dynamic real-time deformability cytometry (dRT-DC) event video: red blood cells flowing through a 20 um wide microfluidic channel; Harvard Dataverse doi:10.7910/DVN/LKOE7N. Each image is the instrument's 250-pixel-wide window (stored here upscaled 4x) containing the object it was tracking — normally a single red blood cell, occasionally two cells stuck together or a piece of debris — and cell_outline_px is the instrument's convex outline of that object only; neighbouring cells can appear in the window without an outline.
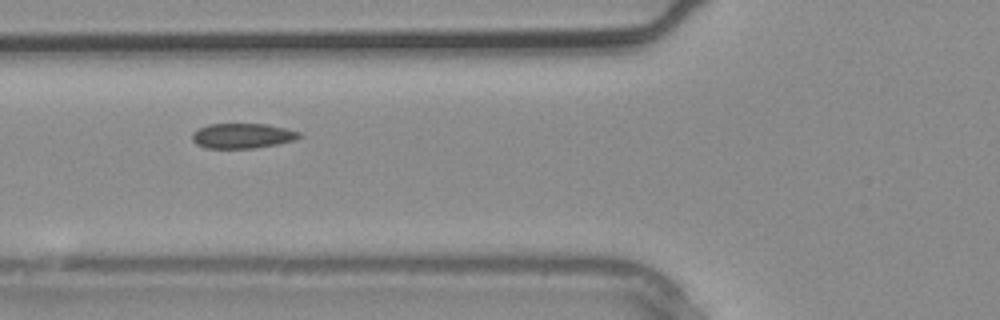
{"species": "common noctule bat (a hibernating species)", "species_latin": "Nyctalus noctula", "temperature_condition": "warm", "stored_images_in_passage": 5, "camera_frame_rate_fps": 3000, "um_per_image_px": 0.085, "animal": {"sex": "male", "body_mass_g": 20.4}, "frame": {"image": 1, "passage_image": 5, "time_ms": 1.333, "image_size_px": [1000, 320], "cell_outline_px": [[304, 136], [296, 140], [280, 144], [256, 148], [204, 148], [196, 144], [192, 140], [192, 132], [208, 124], [268, 124], [300, 132]], "centroid_in_image_um": [20.64, 11.55], "position_along_channel_um": 105.2, "area_um2": 15.84}}